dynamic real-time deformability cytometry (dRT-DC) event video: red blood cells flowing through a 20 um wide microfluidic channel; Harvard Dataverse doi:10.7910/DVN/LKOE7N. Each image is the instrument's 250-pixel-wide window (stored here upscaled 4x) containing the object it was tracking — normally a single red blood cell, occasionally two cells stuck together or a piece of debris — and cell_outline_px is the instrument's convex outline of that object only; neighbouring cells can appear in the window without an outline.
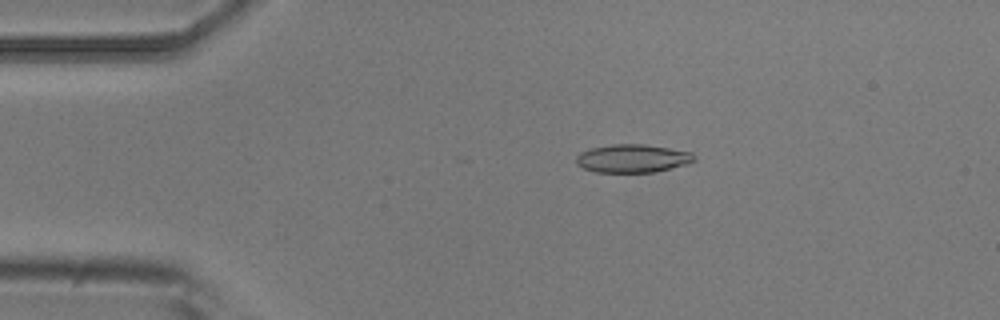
{"species": "common noctule bat (a hibernating species)", "species_latin": "Nyctalus noctula", "temperature_condition": "room temperature", "stored_images_in_passage": 16, "camera_frame_rate_fps": 3000, "um_per_image_px": 0.085, "animal": {"sex": "male", "body_mass_g": 20.5, "forearm_length_mm": 52.5}, "frame": {"image": 1, "passage_image": 10, "time_ms": 3.0, "image_size_px": [1000, 320], "cell_outline_px": [[696, 160], [688, 164], [656, 172], [596, 172], [584, 168], [576, 164], [576, 156], [580, 152], [592, 148], [612, 144], [644, 144], [692, 152], [696, 156]], "centroid_in_image_um": [53.79, 13.47], "position_along_channel_um": 31.2, "area_um2": 19.48}}
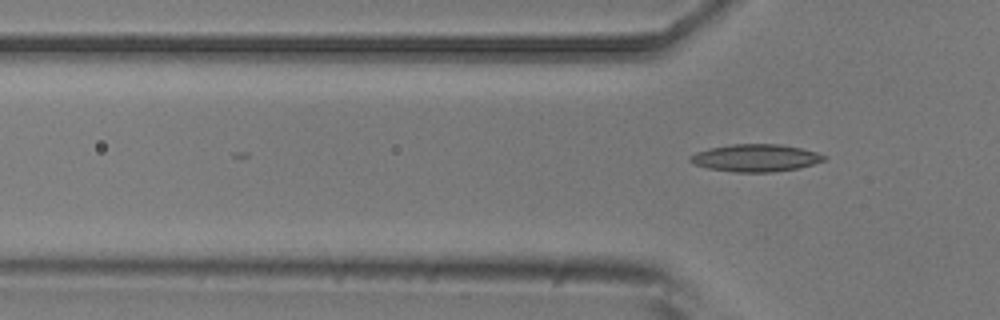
{"frame": {"image": 2, "passage_image": 16, "time_ms": 5.0, "image_size_px": [1000, 320], "cell_outline_px": [[828, 156], [824, 160], [800, 168], [772, 172], [736, 172], [708, 168], [696, 164], [688, 160], [688, 156], [696, 152], [708, 148], [732, 144], [780, 144], [800, 148], [816, 152]], "centroid_in_image_um": [64.22, 13.42], "position_along_channel_um": 61.6, "area_um2": 21.33}}